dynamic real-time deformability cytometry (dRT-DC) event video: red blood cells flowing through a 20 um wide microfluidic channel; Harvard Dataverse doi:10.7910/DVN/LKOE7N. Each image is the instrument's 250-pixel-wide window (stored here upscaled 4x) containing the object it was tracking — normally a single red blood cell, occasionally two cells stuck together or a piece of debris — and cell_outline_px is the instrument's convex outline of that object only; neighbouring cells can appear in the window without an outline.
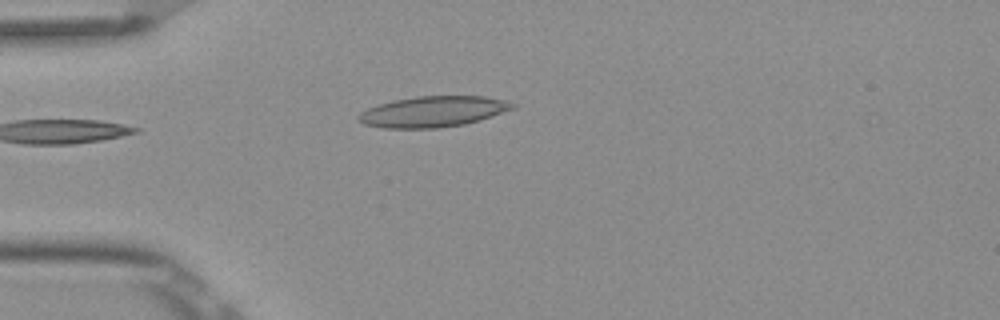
{"species": "Egyptian fruit bat (a non-hibernating species)", "species_latin": "Rousettus aegyptiacus", "temperature_condition": "room temperature", "stored_images_in_passage": 5, "camera_frame_rate_fps": 3000, "um_per_image_px": 0.085, "frame": {"image": 1, "passage_image": 5, "time_ms": 1.333, "image_size_px": [1000, 320], "cell_outline_px": [[516, 108], [480, 120], [464, 124], [440, 128], [380, 128], [364, 124], [356, 120], [356, 116], [360, 112], [368, 108], [392, 100], [416, 96], [484, 96], [504, 100], [516, 104]], "centroid_in_image_um": [36.78, 9.49], "position_along_channel_um": 48.2, "area_um2": 27.86}}